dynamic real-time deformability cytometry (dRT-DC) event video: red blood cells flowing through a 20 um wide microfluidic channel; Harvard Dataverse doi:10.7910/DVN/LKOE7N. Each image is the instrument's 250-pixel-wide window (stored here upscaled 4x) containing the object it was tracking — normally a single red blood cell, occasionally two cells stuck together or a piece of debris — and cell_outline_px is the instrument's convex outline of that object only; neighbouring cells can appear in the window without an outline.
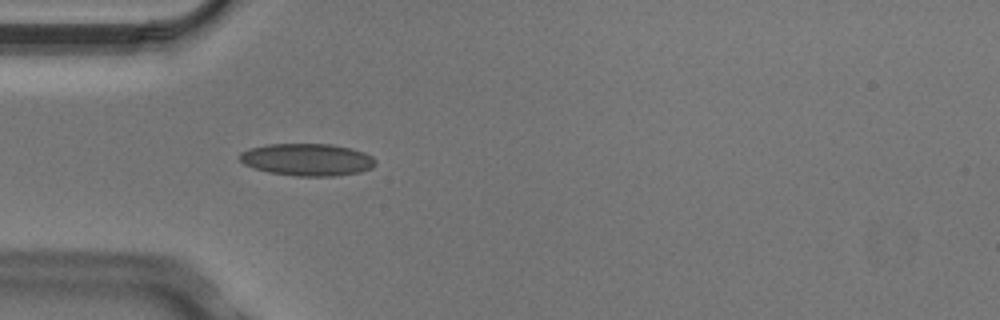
{"species": "Egyptian fruit bat (a non-hibernating species)", "species_latin": "Rousettus aegyptiacus", "temperature_condition": "cold", "stored_images_in_passage": 3, "camera_frame_rate_fps": 3000, "um_per_image_px": 0.085, "animal": {"sex": "male"}, "frame": {"image": 1, "passage_image": 3, "time_ms": 0.667, "image_size_px": [1000, 320], "cell_outline_px": [[376, 164], [372, 168], [360, 172], [336, 176], [296, 176], [268, 172], [244, 164], [240, 160], [240, 152], [248, 148], [268, 144], [332, 144], [352, 148], [364, 152], [372, 156], [376, 160]], "centroid_in_image_um": [26.14, 13.56], "position_along_channel_um": 58.9, "area_um2": 25.66}}